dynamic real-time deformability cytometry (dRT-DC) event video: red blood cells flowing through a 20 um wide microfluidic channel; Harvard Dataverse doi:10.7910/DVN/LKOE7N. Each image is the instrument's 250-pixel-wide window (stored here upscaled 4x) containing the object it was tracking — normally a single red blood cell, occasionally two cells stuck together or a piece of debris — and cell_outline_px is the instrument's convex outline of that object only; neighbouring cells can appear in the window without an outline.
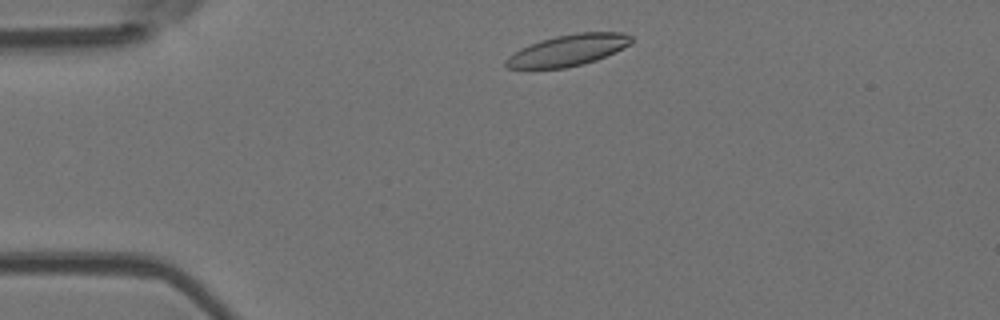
{"species": "Egyptian fruit bat (a non-hibernating species)", "species_latin": "Rousettus aegyptiacus", "temperature_condition": "room temperature", "stored_images_in_passage": 46, "camera_frame_rate_fps": 3000, "um_per_image_px": 0.085, "animal": {"sex": "female"}, "frame": {"image": 1, "passage_image": 3, "time_ms": 0.667, "image_size_px": [1000, 320], "cell_outline_px": [[632, 44], [596, 60], [564, 68], [508, 68], [504, 64], [504, 60], [508, 56], [520, 48], [556, 36], [576, 32], [624, 32], [632, 36]], "centroid_in_image_um": [48.3, 4.26], "position_along_channel_um": 36.7, "area_um2": 22.66}}
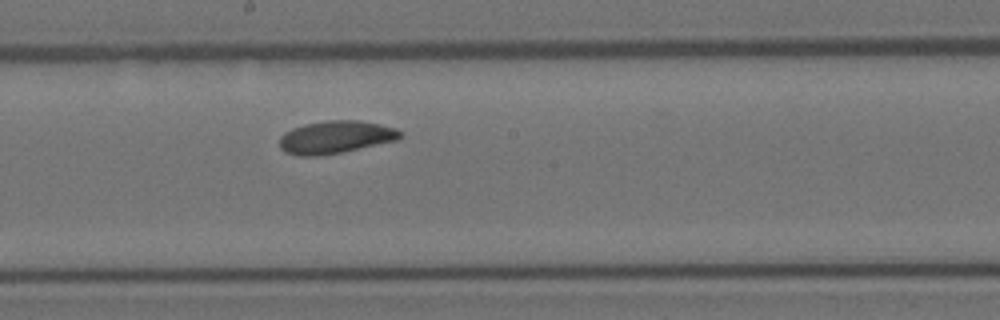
{"frame": {"image": 2, "passage_image": 21, "time_ms": 6.667, "image_size_px": [1000, 320], "cell_outline_px": [[404, 136], [396, 140], [340, 152], [320, 156], [296, 156], [284, 152], [280, 148], [280, 136], [284, 132], [292, 128], [304, 124], [328, 120], [360, 120], [380, 124], [396, 128], [404, 132]], "centroid_in_image_um": [28.51, 11.65], "position_along_channel_um": 219.7, "area_um2": 23.12}}
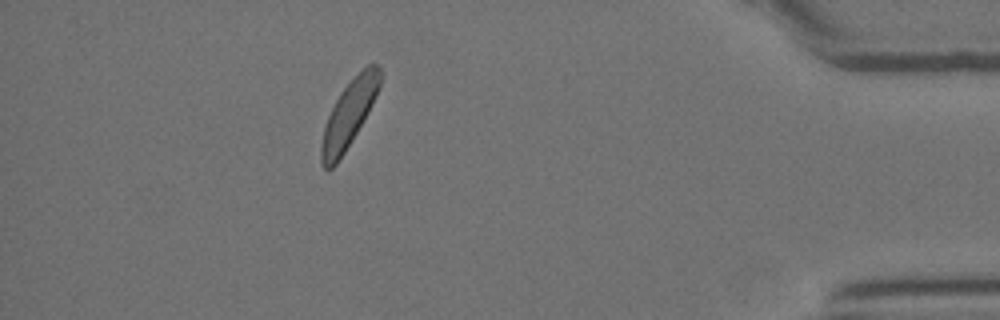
{"frame": {"image": 3, "passage_image": 40, "time_ms": 13.0, "image_size_px": [1000, 320], "cell_outline_px": [[380, 84], [376, 96], [368, 112], [344, 152], [336, 164], [328, 172], [324, 168], [320, 160], [320, 148], [324, 128], [328, 116], [340, 92], [368, 64], [380, 64]], "centroid_in_image_um": [29.64, 9.73], "position_along_channel_um": 405.6, "area_um2": 22.14}, "authors_computed_cell_mechanics": {"area_um2": 22.7154, "velocity_mm_per_s": 3.6966, "shape_relaxation_time_tau1_ms": 2.4661, "shape_relaxation_time_tau2_ms": 2.0779, "deformation_change_tau1": 0.0911, "deformation_change_tau2": 0.0488}}